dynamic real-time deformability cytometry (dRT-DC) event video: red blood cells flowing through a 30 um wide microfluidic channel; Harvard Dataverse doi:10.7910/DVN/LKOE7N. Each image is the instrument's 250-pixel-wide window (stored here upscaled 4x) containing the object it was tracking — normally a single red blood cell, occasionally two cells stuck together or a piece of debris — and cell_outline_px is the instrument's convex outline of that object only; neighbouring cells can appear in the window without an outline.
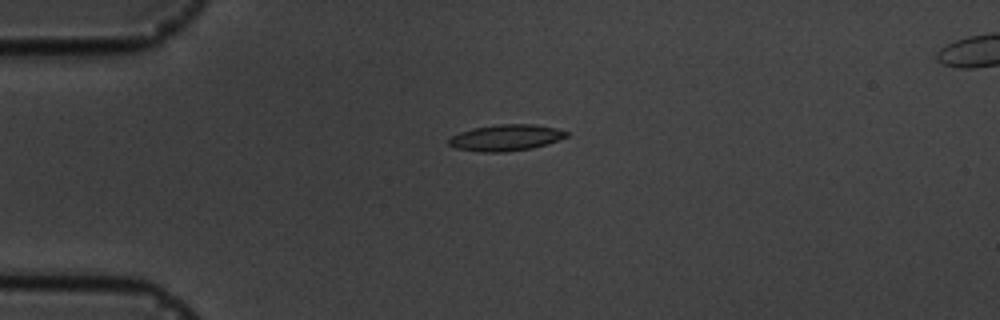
{"species": "common noctule bat (a hibernating species)", "species_latin": "Nyctalus noctula", "temperature_condition": "cold", "stored_images_in_passage": 5, "camera_frame_rate_fps": 3000, "um_per_image_px": 0.085, "animal": {"sex": "male", "body_mass_g": 19.5, "forearm_length_mm": 54.6}, "frame": {"image": 1, "passage_image": 4, "time_ms": 4.333, "image_size_px": [1000, 320], "cell_outline_px": [[568, 136], [548, 144], [532, 148], [504, 152], [484, 152], [456, 148], [448, 144], [448, 140], [452, 136], [460, 132], [472, 128], [500, 124], [536, 124], [556, 128], [568, 132]], "centroid_in_image_um": [43.02, 11.7], "position_along_channel_um": 42.0, "area_um2": 17.98}}